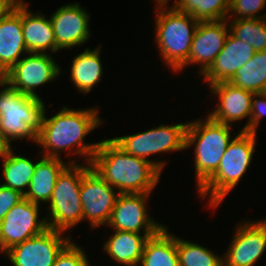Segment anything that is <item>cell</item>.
Masks as SVG:
<instances>
[{
    "mask_svg": "<svg viewBox=\"0 0 266 266\" xmlns=\"http://www.w3.org/2000/svg\"><path fill=\"white\" fill-rule=\"evenodd\" d=\"M165 162L145 160L126 153L112 139L99 142L91 168L121 193L151 194L160 180Z\"/></svg>",
    "mask_w": 266,
    "mask_h": 266,
    "instance_id": "obj_1",
    "label": "cell"
},
{
    "mask_svg": "<svg viewBox=\"0 0 266 266\" xmlns=\"http://www.w3.org/2000/svg\"><path fill=\"white\" fill-rule=\"evenodd\" d=\"M43 116V123L40 132L37 134V145L42 147L43 157L60 158V151L72 150L76 146L73 154L82 155L90 164L99 142L85 144L86 137L96 127L103 122L98 116L96 108L90 109H69L63 107L50 118ZM87 157V158H86Z\"/></svg>",
    "mask_w": 266,
    "mask_h": 266,
    "instance_id": "obj_2",
    "label": "cell"
},
{
    "mask_svg": "<svg viewBox=\"0 0 266 266\" xmlns=\"http://www.w3.org/2000/svg\"><path fill=\"white\" fill-rule=\"evenodd\" d=\"M0 131L6 143L27 139L37 143L45 105L40 98L23 94L11 87L6 81L0 83Z\"/></svg>",
    "mask_w": 266,
    "mask_h": 266,
    "instance_id": "obj_3",
    "label": "cell"
},
{
    "mask_svg": "<svg viewBox=\"0 0 266 266\" xmlns=\"http://www.w3.org/2000/svg\"><path fill=\"white\" fill-rule=\"evenodd\" d=\"M256 134L240 131L228 144L217 170L197 189L202 198L209 195L210 207L218 208L247 172L256 146Z\"/></svg>",
    "mask_w": 266,
    "mask_h": 266,
    "instance_id": "obj_4",
    "label": "cell"
},
{
    "mask_svg": "<svg viewBox=\"0 0 266 266\" xmlns=\"http://www.w3.org/2000/svg\"><path fill=\"white\" fill-rule=\"evenodd\" d=\"M156 44L163 61L173 72H180L187 65L194 33L200 21L179 12L173 6H156Z\"/></svg>",
    "mask_w": 266,
    "mask_h": 266,
    "instance_id": "obj_5",
    "label": "cell"
},
{
    "mask_svg": "<svg viewBox=\"0 0 266 266\" xmlns=\"http://www.w3.org/2000/svg\"><path fill=\"white\" fill-rule=\"evenodd\" d=\"M231 125L216 122L209 116L188 122L186 149L195 145L194 164L197 189L217 170L228 144Z\"/></svg>",
    "mask_w": 266,
    "mask_h": 266,
    "instance_id": "obj_6",
    "label": "cell"
},
{
    "mask_svg": "<svg viewBox=\"0 0 266 266\" xmlns=\"http://www.w3.org/2000/svg\"><path fill=\"white\" fill-rule=\"evenodd\" d=\"M86 164L79 165L72 160L58 175L48 202L50 212L45 218L49 229L65 232L83 220L81 182L91 169Z\"/></svg>",
    "mask_w": 266,
    "mask_h": 266,
    "instance_id": "obj_7",
    "label": "cell"
},
{
    "mask_svg": "<svg viewBox=\"0 0 266 266\" xmlns=\"http://www.w3.org/2000/svg\"><path fill=\"white\" fill-rule=\"evenodd\" d=\"M188 123L159 125L147 131L112 138L126 153L149 160L148 156L161 152L186 149Z\"/></svg>",
    "mask_w": 266,
    "mask_h": 266,
    "instance_id": "obj_8",
    "label": "cell"
},
{
    "mask_svg": "<svg viewBox=\"0 0 266 266\" xmlns=\"http://www.w3.org/2000/svg\"><path fill=\"white\" fill-rule=\"evenodd\" d=\"M50 55V53H28V56L21 58L5 74V81L21 93L40 99L35 92L36 87L52 81L61 73L60 66Z\"/></svg>",
    "mask_w": 266,
    "mask_h": 266,
    "instance_id": "obj_9",
    "label": "cell"
},
{
    "mask_svg": "<svg viewBox=\"0 0 266 266\" xmlns=\"http://www.w3.org/2000/svg\"><path fill=\"white\" fill-rule=\"evenodd\" d=\"M62 231L47 228L43 233L12 246L4 254L13 266H53L58 254L71 241Z\"/></svg>",
    "mask_w": 266,
    "mask_h": 266,
    "instance_id": "obj_10",
    "label": "cell"
},
{
    "mask_svg": "<svg viewBox=\"0 0 266 266\" xmlns=\"http://www.w3.org/2000/svg\"><path fill=\"white\" fill-rule=\"evenodd\" d=\"M38 218L39 204L25 198L16 204L0 222V252L43 233L47 222Z\"/></svg>",
    "mask_w": 266,
    "mask_h": 266,
    "instance_id": "obj_11",
    "label": "cell"
},
{
    "mask_svg": "<svg viewBox=\"0 0 266 266\" xmlns=\"http://www.w3.org/2000/svg\"><path fill=\"white\" fill-rule=\"evenodd\" d=\"M119 194L91 168L81 182L83 220L88 219L91 228L108 224Z\"/></svg>",
    "mask_w": 266,
    "mask_h": 266,
    "instance_id": "obj_12",
    "label": "cell"
},
{
    "mask_svg": "<svg viewBox=\"0 0 266 266\" xmlns=\"http://www.w3.org/2000/svg\"><path fill=\"white\" fill-rule=\"evenodd\" d=\"M150 194L121 193L118 195L109 220V227L118 231L156 234L164 225L155 222L147 213L146 200Z\"/></svg>",
    "mask_w": 266,
    "mask_h": 266,
    "instance_id": "obj_13",
    "label": "cell"
},
{
    "mask_svg": "<svg viewBox=\"0 0 266 266\" xmlns=\"http://www.w3.org/2000/svg\"><path fill=\"white\" fill-rule=\"evenodd\" d=\"M232 237L223 266H254L266 251V219L244 221Z\"/></svg>",
    "mask_w": 266,
    "mask_h": 266,
    "instance_id": "obj_14",
    "label": "cell"
},
{
    "mask_svg": "<svg viewBox=\"0 0 266 266\" xmlns=\"http://www.w3.org/2000/svg\"><path fill=\"white\" fill-rule=\"evenodd\" d=\"M210 89L213 95H218L217 100L220 103L208 116L212 120L226 125H232L235 121L249 118L241 131L250 132V115L254 93L236 87L229 81L215 83L210 86Z\"/></svg>",
    "mask_w": 266,
    "mask_h": 266,
    "instance_id": "obj_15",
    "label": "cell"
},
{
    "mask_svg": "<svg viewBox=\"0 0 266 266\" xmlns=\"http://www.w3.org/2000/svg\"><path fill=\"white\" fill-rule=\"evenodd\" d=\"M56 47L71 49L84 44L90 36L89 13L79 3L67 4L58 8L50 17Z\"/></svg>",
    "mask_w": 266,
    "mask_h": 266,
    "instance_id": "obj_16",
    "label": "cell"
},
{
    "mask_svg": "<svg viewBox=\"0 0 266 266\" xmlns=\"http://www.w3.org/2000/svg\"><path fill=\"white\" fill-rule=\"evenodd\" d=\"M229 32L227 19L200 21L194 33L187 65L200 64L199 71L202 75L223 49Z\"/></svg>",
    "mask_w": 266,
    "mask_h": 266,
    "instance_id": "obj_17",
    "label": "cell"
},
{
    "mask_svg": "<svg viewBox=\"0 0 266 266\" xmlns=\"http://www.w3.org/2000/svg\"><path fill=\"white\" fill-rule=\"evenodd\" d=\"M255 52L252 46L229 32L223 49L202 76L206 82L208 81L209 86L229 81L236 71L252 58Z\"/></svg>",
    "mask_w": 266,
    "mask_h": 266,
    "instance_id": "obj_18",
    "label": "cell"
},
{
    "mask_svg": "<svg viewBox=\"0 0 266 266\" xmlns=\"http://www.w3.org/2000/svg\"><path fill=\"white\" fill-rule=\"evenodd\" d=\"M28 54L22 31V4L6 17L0 19V69L6 74Z\"/></svg>",
    "mask_w": 266,
    "mask_h": 266,
    "instance_id": "obj_19",
    "label": "cell"
},
{
    "mask_svg": "<svg viewBox=\"0 0 266 266\" xmlns=\"http://www.w3.org/2000/svg\"><path fill=\"white\" fill-rule=\"evenodd\" d=\"M28 5V2L27 5L22 4V31L28 52L51 51L52 54L58 51L50 18L47 19L46 15L40 13L33 14Z\"/></svg>",
    "mask_w": 266,
    "mask_h": 266,
    "instance_id": "obj_20",
    "label": "cell"
},
{
    "mask_svg": "<svg viewBox=\"0 0 266 266\" xmlns=\"http://www.w3.org/2000/svg\"><path fill=\"white\" fill-rule=\"evenodd\" d=\"M67 166L61 158L43 157L36 162L35 172L29 183L24 198L32 203L49 202L56 180Z\"/></svg>",
    "mask_w": 266,
    "mask_h": 266,
    "instance_id": "obj_21",
    "label": "cell"
},
{
    "mask_svg": "<svg viewBox=\"0 0 266 266\" xmlns=\"http://www.w3.org/2000/svg\"><path fill=\"white\" fill-rule=\"evenodd\" d=\"M114 231L104 244L103 251L123 266H138L147 239L155 234Z\"/></svg>",
    "mask_w": 266,
    "mask_h": 266,
    "instance_id": "obj_22",
    "label": "cell"
},
{
    "mask_svg": "<svg viewBox=\"0 0 266 266\" xmlns=\"http://www.w3.org/2000/svg\"><path fill=\"white\" fill-rule=\"evenodd\" d=\"M163 226L145 243L141 266H180L177 254V237Z\"/></svg>",
    "mask_w": 266,
    "mask_h": 266,
    "instance_id": "obj_23",
    "label": "cell"
},
{
    "mask_svg": "<svg viewBox=\"0 0 266 266\" xmlns=\"http://www.w3.org/2000/svg\"><path fill=\"white\" fill-rule=\"evenodd\" d=\"M100 48L101 45L93 50L86 48L73 58L70 79L75 88L84 94L89 93L102 78Z\"/></svg>",
    "mask_w": 266,
    "mask_h": 266,
    "instance_id": "obj_24",
    "label": "cell"
},
{
    "mask_svg": "<svg viewBox=\"0 0 266 266\" xmlns=\"http://www.w3.org/2000/svg\"><path fill=\"white\" fill-rule=\"evenodd\" d=\"M3 160V175L5 183L1 184L25 195L32 176L35 172L36 163L24 156L15 155L12 147L0 155ZM25 189V190H24Z\"/></svg>",
    "mask_w": 266,
    "mask_h": 266,
    "instance_id": "obj_25",
    "label": "cell"
},
{
    "mask_svg": "<svg viewBox=\"0 0 266 266\" xmlns=\"http://www.w3.org/2000/svg\"><path fill=\"white\" fill-rule=\"evenodd\" d=\"M229 82L253 93L266 92V50L255 52Z\"/></svg>",
    "mask_w": 266,
    "mask_h": 266,
    "instance_id": "obj_26",
    "label": "cell"
},
{
    "mask_svg": "<svg viewBox=\"0 0 266 266\" xmlns=\"http://www.w3.org/2000/svg\"><path fill=\"white\" fill-rule=\"evenodd\" d=\"M172 5L179 12L187 13L198 21L227 19L230 0H174Z\"/></svg>",
    "mask_w": 266,
    "mask_h": 266,
    "instance_id": "obj_27",
    "label": "cell"
},
{
    "mask_svg": "<svg viewBox=\"0 0 266 266\" xmlns=\"http://www.w3.org/2000/svg\"><path fill=\"white\" fill-rule=\"evenodd\" d=\"M230 32L241 41L246 42L256 52L266 50V17L230 20Z\"/></svg>",
    "mask_w": 266,
    "mask_h": 266,
    "instance_id": "obj_28",
    "label": "cell"
},
{
    "mask_svg": "<svg viewBox=\"0 0 266 266\" xmlns=\"http://www.w3.org/2000/svg\"><path fill=\"white\" fill-rule=\"evenodd\" d=\"M177 254L180 266H223V256L213 251L177 237Z\"/></svg>",
    "mask_w": 266,
    "mask_h": 266,
    "instance_id": "obj_29",
    "label": "cell"
},
{
    "mask_svg": "<svg viewBox=\"0 0 266 266\" xmlns=\"http://www.w3.org/2000/svg\"><path fill=\"white\" fill-rule=\"evenodd\" d=\"M266 6V0H230L229 12L231 16L238 15L236 19L264 18L266 15L258 16V12Z\"/></svg>",
    "mask_w": 266,
    "mask_h": 266,
    "instance_id": "obj_30",
    "label": "cell"
},
{
    "mask_svg": "<svg viewBox=\"0 0 266 266\" xmlns=\"http://www.w3.org/2000/svg\"><path fill=\"white\" fill-rule=\"evenodd\" d=\"M85 251L72 240L58 254L53 266H90Z\"/></svg>",
    "mask_w": 266,
    "mask_h": 266,
    "instance_id": "obj_31",
    "label": "cell"
},
{
    "mask_svg": "<svg viewBox=\"0 0 266 266\" xmlns=\"http://www.w3.org/2000/svg\"><path fill=\"white\" fill-rule=\"evenodd\" d=\"M23 199L24 195L20 192L0 185V222L4 219V216Z\"/></svg>",
    "mask_w": 266,
    "mask_h": 266,
    "instance_id": "obj_32",
    "label": "cell"
},
{
    "mask_svg": "<svg viewBox=\"0 0 266 266\" xmlns=\"http://www.w3.org/2000/svg\"><path fill=\"white\" fill-rule=\"evenodd\" d=\"M266 115V92L254 93L250 115V132L256 133L263 116Z\"/></svg>",
    "mask_w": 266,
    "mask_h": 266,
    "instance_id": "obj_33",
    "label": "cell"
},
{
    "mask_svg": "<svg viewBox=\"0 0 266 266\" xmlns=\"http://www.w3.org/2000/svg\"><path fill=\"white\" fill-rule=\"evenodd\" d=\"M17 5L14 0H0V19L8 16Z\"/></svg>",
    "mask_w": 266,
    "mask_h": 266,
    "instance_id": "obj_34",
    "label": "cell"
},
{
    "mask_svg": "<svg viewBox=\"0 0 266 266\" xmlns=\"http://www.w3.org/2000/svg\"><path fill=\"white\" fill-rule=\"evenodd\" d=\"M10 146L6 143L0 131V155L8 150Z\"/></svg>",
    "mask_w": 266,
    "mask_h": 266,
    "instance_id": "obj_35",
    "label": "cell"
},
{
    "mask_svg": "<svg viewBox=\"0 0 266 266\" xmlns=\"http://www.w3.org/2000/svg\"><path fill=\"white\" fill-rule=\"evenodd\" d=\"M5 81V73L0 69V83Z\"/></svg>",
    "mask_w": 266,
    "mask_h": 266,
    "instance_id": "obj_36",
    "label": "cell"
},
{
    "mask_svg": "<svg viewBox=\"0 0 266 266\" xmlns=\"http://www.w3.org/2000/svg\"><path fill=\"white\" fill-rule=\"evenodd\" d=\"M156 1L157 4H167L169 0H154V2Z\"/></svg>",
    "mask_w": 266,
    "mask_h": 266,
    "instance_id": "obj_37",
    "label": "cell"
},
{
    "mask_svg": "<svg viewBox=\"0 0 266 266\" xmlns=\"http://www.w3.org/2000/svg\"><path fill=\"white\" fill-rule=\"evenodd\" d=\"M18 5L19 4H26L25 2H24V0H14Z\"/></svg>",
    "mask_w": 266,
    "mask_h": 266,
    "instance_id": "obj_38",
    "label": "cell"
}]
</instances>
